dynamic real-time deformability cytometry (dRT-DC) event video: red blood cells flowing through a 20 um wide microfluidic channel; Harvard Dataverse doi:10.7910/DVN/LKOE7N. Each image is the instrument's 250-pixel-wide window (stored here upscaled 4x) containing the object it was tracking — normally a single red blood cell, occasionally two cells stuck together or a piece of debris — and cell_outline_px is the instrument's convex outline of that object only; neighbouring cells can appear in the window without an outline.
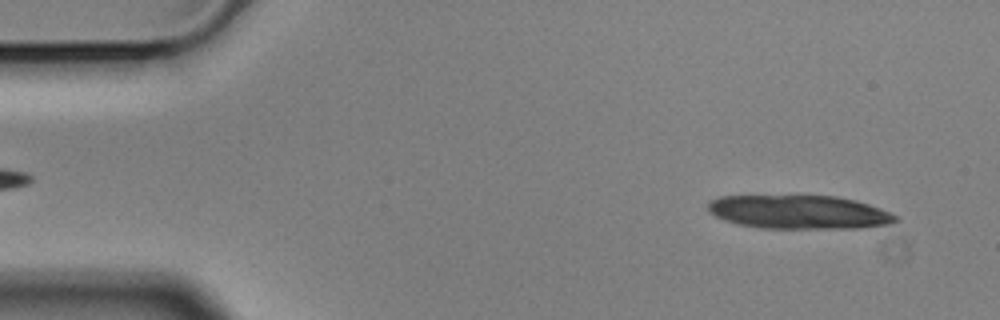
{"species": "Egyptian fruit bat (a non-hibernating species)", "species_latin": "Rousettus aegyptiacus", "temperature_condition": "cold", "stored_images_in_passage": 15, "camera_frame_rate_fps": 3000, "um_per_image_px": 0.085, "animal": {"sex": "male"}, "frame": {"image": 1, "passage_image": 4, "time_ms": 1.0, "image_size_px": [1000, 320], "cell_outline_px": [[900, 220], [888, 224], [860, 228], [760, 228], [740, 224], [724, 220], [708, 212], [708, 200], [720, 196], [836, 196], [856, 200], [880, 208], [896, 216]], "centroid_in_image_um": [67.9, 18.02], "position_along_channel_um": 17.1, "area_um2": 36.76}}